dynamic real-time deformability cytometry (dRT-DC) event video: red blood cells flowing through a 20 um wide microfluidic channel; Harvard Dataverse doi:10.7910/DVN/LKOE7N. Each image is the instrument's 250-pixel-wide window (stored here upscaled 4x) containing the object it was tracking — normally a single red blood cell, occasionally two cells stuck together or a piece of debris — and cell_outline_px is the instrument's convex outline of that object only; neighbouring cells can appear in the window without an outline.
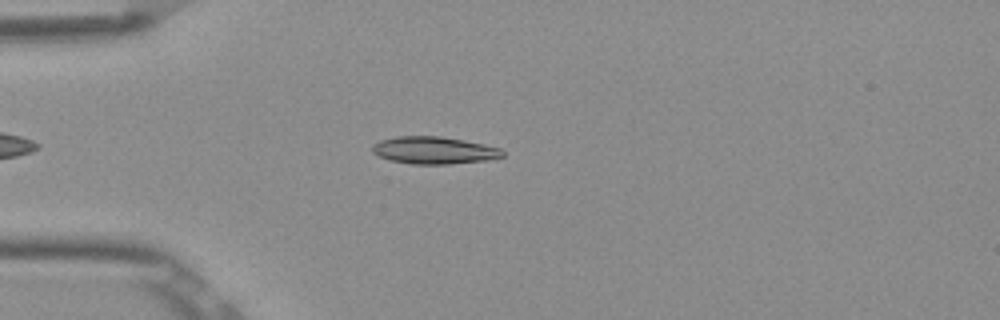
{"species": "Egyptian fruit bat (a non-hibernating species)", "species_latin": "Rousettus aegyptiacus", "temperature_condition": "room temperature", "stored_images_in_passage": 44, "camera_frame_rate_fps": 3000, "um_per_image_px": 0.085, "frame": {"image": 1, "passage_image": 9, "time_ms": 2.667, "image_size_px": [1000, 320], "cell_outline_px": [[504, 156], [488, 160], [448, 164], [412, 164], [392, 160], [380, 156], [372, 152], [372, 144], [380, 140], [396, 136], [440, 136], [464, 140], [484, 144], [500, 148], [504, 152]], "centroid_in_image_um": [36.9, 12.77], "position_along_channel_um": 48.1, "area_um2": 20.69}}
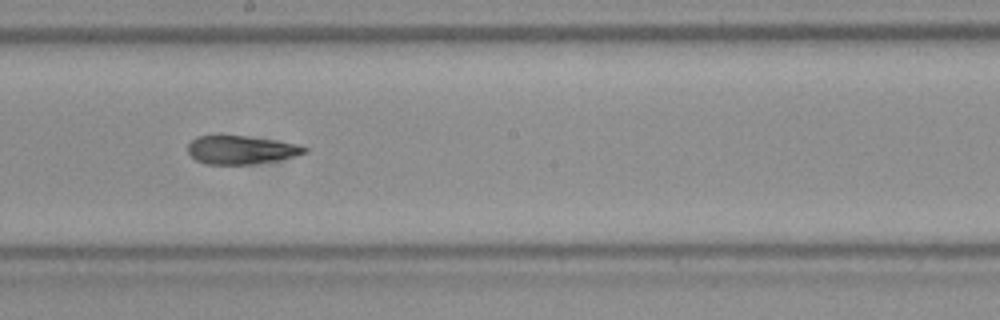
{"frame": {"image": 2, "passage_image": 24, "time_ms": 7.667, "image_size_px": [1000, 320], "cell_outline_px": [[308, 152], [296, 156], [276, 160], [252, 164], [204, 164], [196, 160], [188, 152], [188, 144], [196, 136], [244, 136], [300, 144], [308, 148]], "centroid_in_image_um": [20.51, 12.74], "position_along_channel_um": 227.7, "area_um2": 19.19}}
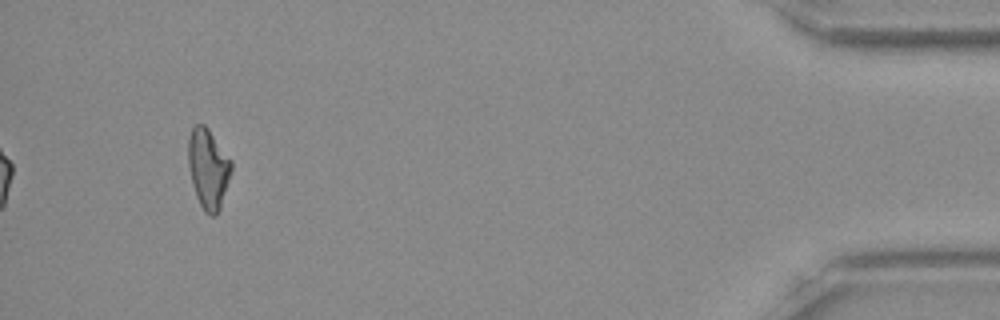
{"frame": {"image": 3, "passage_image": 44, "time_ms": 14.333, "image_size_px": [1000, 320], "cell_outline_px": [[232, 172], [220, 208], [216, 216], [208, 216], [204, 212], [196, 196], [188, 164], [188, 136], [192, 128], [196, 124], [204, 124], [208, 128], [232, 160]], "centroid_in_image_um": [17.71, 14.33], "position_along_channel_um": 417.5, "area_um2": 20.23}, "authors_computed_cell_mechanics": {"area_um2": 19.941, "velocity_mm_per_s": 3.8906, "shape_relaxation_time_tau1_ms": null, "shape_relaxation_time_tau2_ms": 2.0467, "deformation_change_tau1": null, "deformation_change_tau2": 0.0754}}